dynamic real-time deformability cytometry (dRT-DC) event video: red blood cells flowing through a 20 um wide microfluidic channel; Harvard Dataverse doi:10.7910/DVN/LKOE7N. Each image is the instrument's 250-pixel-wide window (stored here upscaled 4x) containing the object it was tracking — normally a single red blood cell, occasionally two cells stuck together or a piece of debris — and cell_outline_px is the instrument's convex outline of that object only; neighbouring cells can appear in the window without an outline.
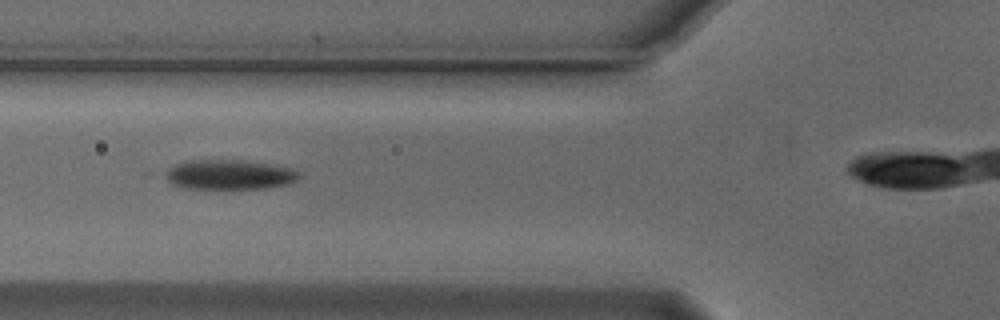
{"species": "Egyptian fruit bat (a non-hibernating species)", "species_latin": "Rousettus aegyptiacus", "temperature_condition": "cold", "stored_images_in_passage": 32, "camera_frame_rate_fps": 3000, "um_per_image_px": 0.085, "animal": {"sex": "male"}, "frame": {"image": 1, "passage_image": 5, "time_ms": 1.333, "image_size_px": [1000, 320], "cell_outline_px": [[300, 176], [296, 180], [288, 184], [264, 188], [184, 188], [172, 184], [160, 172], [184, 160], [240, 160], [268, 164], [288, 168], [296, 172]], "centroid_in_image_um": [19.38, 14.84], "position_along_channel_um": 106.4, "area_um2": 23.0}}
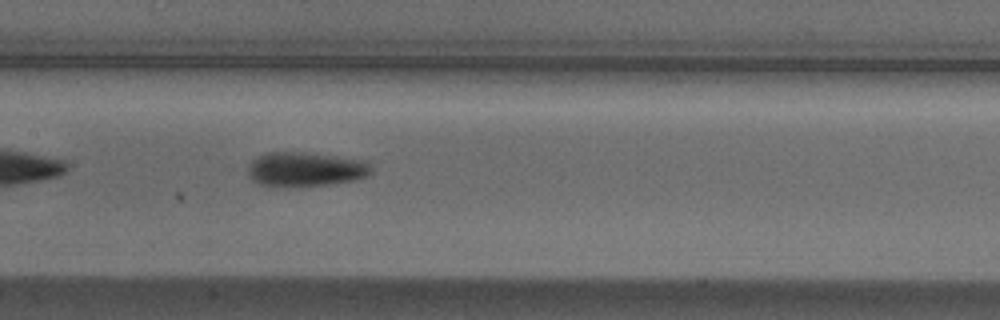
{"frame": {"image": 2, "passage_image": 11, "time_ms": 3.333, "image_size_px": [1000, 320], "cell_outline_px": [[372, 172], [368, 176], [356, 180], [328, 184], [260, 184], [252, 180], [248, 172], [248, 164], [256, 156], [268, 152], [304, 152], [368, 160], [372, 168]], "centroid_in_image_um": [26.03, 14.34], "position_along_channel_um": 181.4, "area_um2": 24.28}}
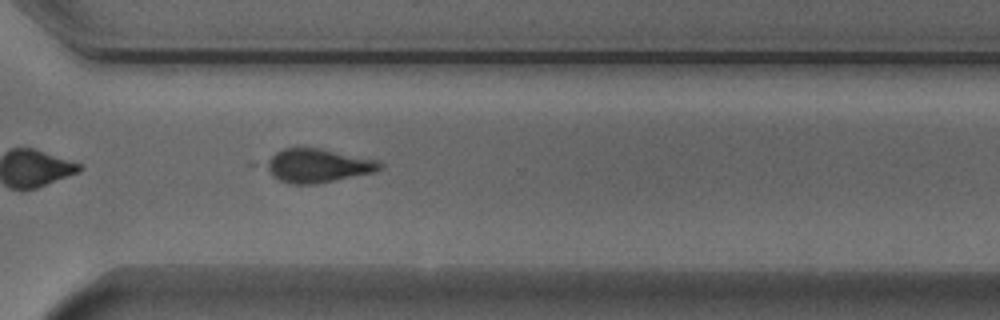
{"frame": {"image": 3, "passage_image": 24, "time_ms": 7.667, "image_size_px": [1000, 320], "cell_outline_px": [[384, 168], [376, 172], [316, 184], [292, 184], [280, 180], [272, 176], [260, 164], [276, 152], [284, 148], [320, 148], [380, 160], [384, 164]], "centroid_in_image_um": [27.01, 14.08], "position_along_channel_um": 343.6, "area_um2": 22.83}, "authors_computed_cell_mechanics": {"area_um2": 23.6113, "velocity_mm_per_s": 3.7514, "shape_relaxation_time_tau1_ms": 2.6377, "shape_relaxation_time_tau2_ms": 3.3878, "deformation_change_tau1": 0.1189, "deformation_change_tau2": 0.0776}}